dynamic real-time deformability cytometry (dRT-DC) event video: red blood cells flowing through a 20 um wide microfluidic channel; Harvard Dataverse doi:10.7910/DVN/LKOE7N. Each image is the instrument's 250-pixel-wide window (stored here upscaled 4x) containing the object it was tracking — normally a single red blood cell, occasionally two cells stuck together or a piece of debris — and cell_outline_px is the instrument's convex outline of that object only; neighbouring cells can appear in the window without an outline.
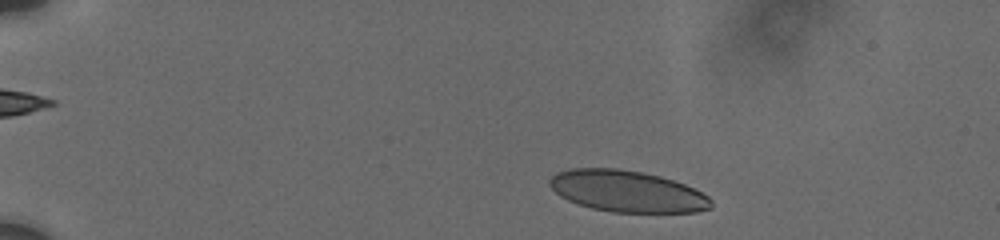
{"species": "human", "species_latin": "Homo sapiens", "temperature_condition": "cold", "stored_images_in_passage": 44, "camera_frame_rate_fps": 3000, "um_per_image_px": 0.085, "donor": {"sex": "male"}, "frame": {"image": 1, "passage_image": 2, "time_ms": 0.333, "image_size_px": [1000, 240], "cell_outline_px": [[712, 208], [696, 212], [612, 212], [592, 208], [568, 200], [560, 196], [548, 184], [548, 180], [556, 172], [568, 168], [620, 168], [644, 172], [660, 176], [684, 184], [708, 196], [712, 200]], "centroid_in_image_um": [53.28, 16.25], "position_along_channel_um": 31.7, "area_um2": 39.07}}
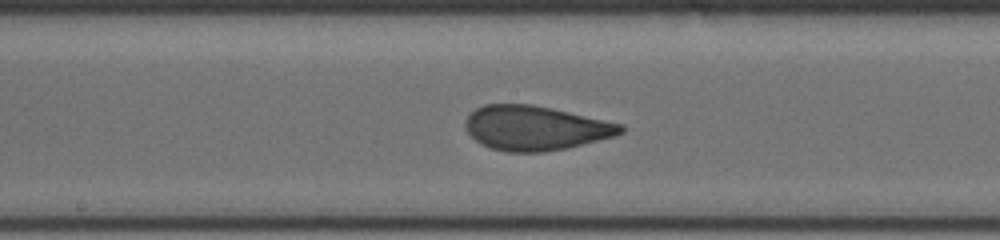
{"frame": {"image": 2, "passage_image": 19, "time_ms": 7.333, "image_size_px": [1000, 240], "cell_outline_px": [[624, 132], [616, 136], [568, 148], [544, 152], [508, 152], [492, 148], [480, 144], [468, 132], [464, 124], [468, 116], [476, 108], [484, 104], [532, 104], [552, 108], [624, 124]], "centroid_in_image_um": [45.54, 10.88], "position_along_channel_um": 202.7, "area_um2": 40.4}}
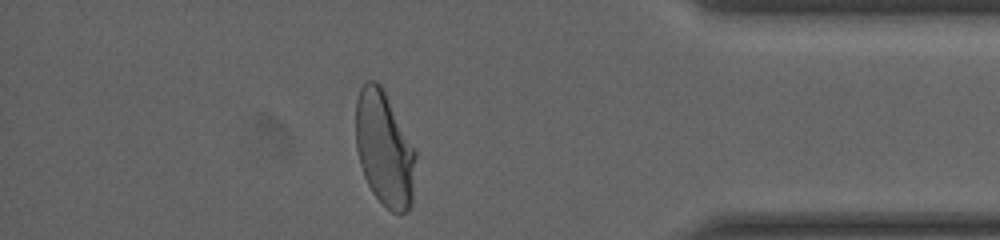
{"frame": {"image": 3, "passage_image": 38, "time_ms": 13.333, "image_size_px": [1000, 240], "cell_outline_px": [[416, 156], [412, 204], [408, 212], [392, 212], [372, 192], [364, 176], [360, 164], [356, 148], [356, 100], [360, 88], [368, 80], [376, 80], [380, 84], [416, 152]], "centroid_in_image_um": [32.66, 12.67], "position_along_channel_um": 402.5, "area_um2": 39.71}, "authors_computed_cell_mechanics": {"area_um2": 40.0843, "velocity_mm_per_s": 3.7342, "shape_relaxation_time_tau1_ms": 6.2881, "shape_relaxation_time_tau2_ms": null, "deformation_change_tau1": 0.1729, "deformation_change_tau2": null}}